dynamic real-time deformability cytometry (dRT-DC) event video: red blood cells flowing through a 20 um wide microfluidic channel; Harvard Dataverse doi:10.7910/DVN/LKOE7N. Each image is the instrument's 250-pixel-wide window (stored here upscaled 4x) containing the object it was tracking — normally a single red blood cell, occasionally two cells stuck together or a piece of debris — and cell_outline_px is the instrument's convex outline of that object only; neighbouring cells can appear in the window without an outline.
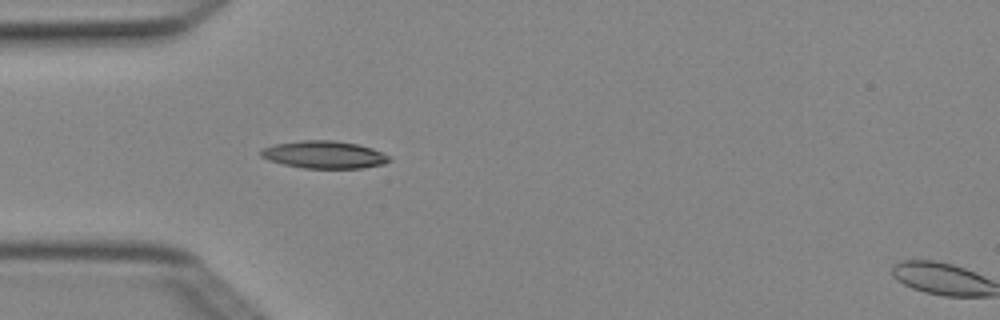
{"species": "Egyptian fruit bat (a non-hibernating species)", "species_latin": "Rousettus aegyptiacus", "temperature_condition": "cold", "stored_images_in_passage": 4, "camera_frame_rate_fps": 3000, "um_per_image_px": 0.085, "animal": {"sex": "female"}, "frame": {"image": 1, "passage_image": 3, "time_ms": 0.667, "image_size_px": [1000, 320], "cell_outline_px": [[392, 160], [384, 164], [364, 168], [304, 168], [284, 164], [268, 160], [260, 156], [260, 152], [264, 148], [276, 144], [304, 140], [332, 140], [356, 144], [372, 148], [388, 156]], "centroid_in_image_um": [27.57, 13.15], "position_along_channel_um": 57.4, "area_um2": 20.35}}